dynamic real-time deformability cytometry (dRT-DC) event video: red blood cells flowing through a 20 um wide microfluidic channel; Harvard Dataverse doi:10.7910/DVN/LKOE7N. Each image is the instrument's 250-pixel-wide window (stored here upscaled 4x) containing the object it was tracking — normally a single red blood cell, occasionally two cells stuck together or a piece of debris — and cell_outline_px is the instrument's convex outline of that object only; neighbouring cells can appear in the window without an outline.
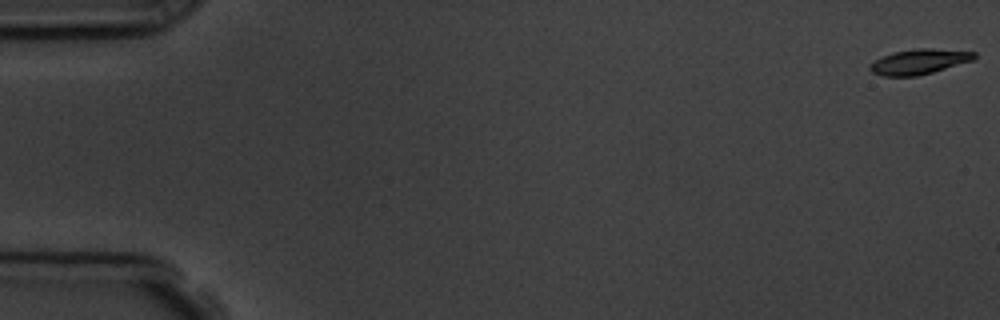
{"species": "common noctule bat (a hibernating species)", "species_latin": "Nyctalus noctula", "temperature_condition": "room temperature", "stored_images_in_passage": 10, "camera_frame_rate_fps": 3000, "um_per_image_px": 0.085, "animal": {"sex": "male", "body_mass_g": 19.5, "forearm_length_mm": 54.6}, "frame": {"image": 1, "passage_image": 1, "time_ms": 0.0, "image_size_px": [1000, 320], "cell_outline_px": [[976, 56], [972, 60], [932, 72], [916, 76], [884, 76], [872, 72], [868, 68], [876, 60], [892, 52], [916, 48], [932, 48], [976, 52]], "centroid_in_image_um": [78.12, 5.23], "position_along_channel_um": 6.9, "area_um2": 15.03}}
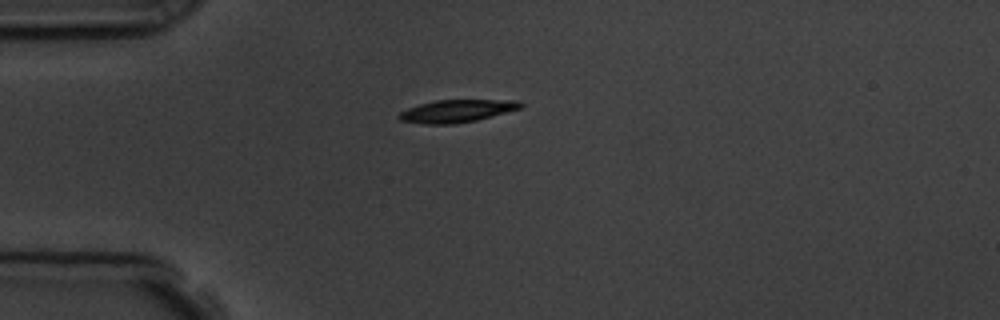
{"frame": {"image": 2, "passage_image": 5, "time_ms": 4.667, "image_size_px": [1000, 320], "cell_outline_px": [[524, 104], [520, 108], [476, 120], [452, 124], [424, 124], [400, 120], [396, 116], [400, 112], [408, 108], [420, 104], [436, 100], [520, 100]], "centroid_in_image_um": [38.81, 9.43], "position_along_channel_um": 46.2, "area_um2": 15.84}}
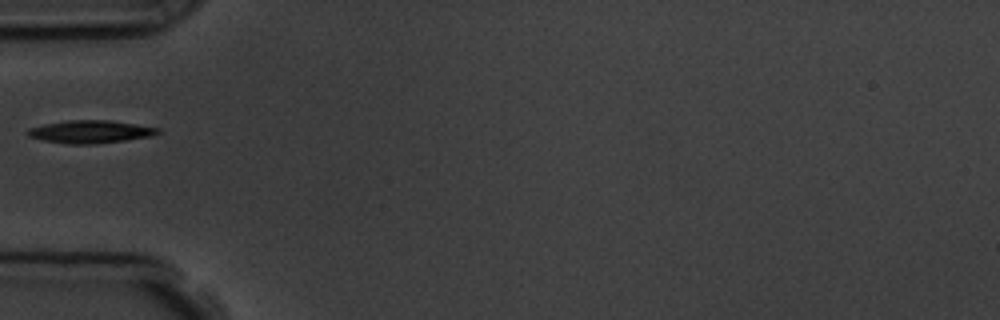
{"frame": {"image": 3, "passage_image": 6, "time_ms": 6.0, "image_size_px": [1000, 320], "cell_outline_px": [[160, 132], [152, 136], [96, 144], [68, 144], [44, 140], [28, 136], [24, 132], [28, 128], [44, 124], [68, 120], [108, 120], [160, 128]], "centroid_in_image_um": [7.65, 11.19], "position_along_channel_um": 77.4, "area_um2": 17.22}}